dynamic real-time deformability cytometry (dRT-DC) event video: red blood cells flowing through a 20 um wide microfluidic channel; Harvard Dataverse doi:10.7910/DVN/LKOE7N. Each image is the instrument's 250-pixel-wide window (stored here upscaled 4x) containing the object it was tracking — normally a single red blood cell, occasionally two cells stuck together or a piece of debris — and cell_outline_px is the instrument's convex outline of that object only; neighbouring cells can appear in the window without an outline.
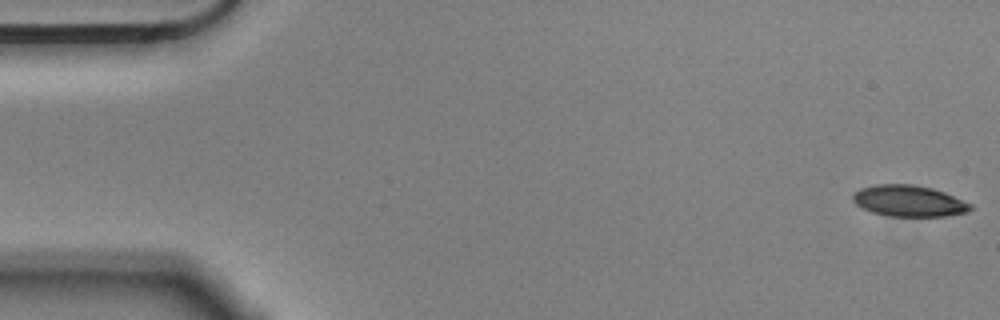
{"species": "Egyptian fruit bat (a non-hibernating species)", "species_latin": "Rousettus aegyptiacus", "temperature_condition": "cold", "stored_images_in_passage": 5, "camera_frame_rate_fps": 3000, "um_per_image_px": 0.085, "animal": {"sex": "male"}, "frame": {"image": 1, "passage_image": 1, "time_ms": 0.0, "image_size_px": [1000, 320], "cell_outline_px": [[972, 208], [968, 212], [944, 216], [888, 216], [872, 212], [856, 204], [852, 200], [852, 196], [860, 188], [876, 184], [912, 184], [932, 188], [944, 192], [972, 204]], "centroid_in_image_um": [77.26, 17.08], "position_along_channel_um": 7.7, "area_um2": 21.33}}
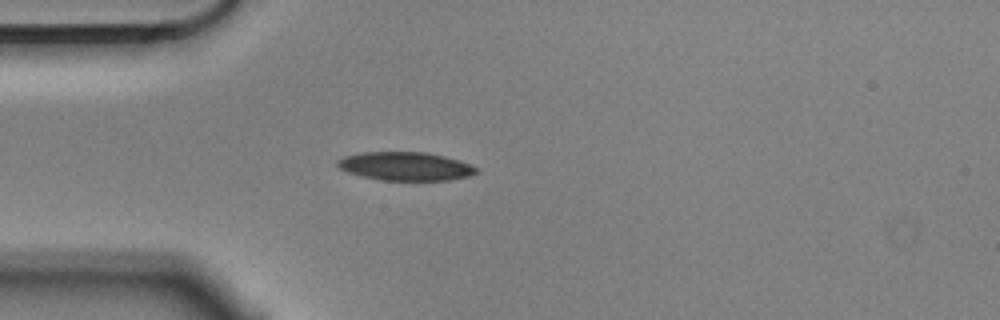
{"frame": {"image": 2, "passage_image": 5, "time_ms": 1.333, "image_size_px": [1000, 320], "cell_outline_px": [[480, 172], [468, 176], [452, 180], [380, 180], [360, 176], [348, 172], [340, 168], [336, 164], [336, 160], [344, 156], [364, 152], [428, 152], [460, 160], [480, 168]], "centroid_in_image_um": [34.5, 14.13], "position_along_channel_um": 50.5, "area_um2": 23.29}}